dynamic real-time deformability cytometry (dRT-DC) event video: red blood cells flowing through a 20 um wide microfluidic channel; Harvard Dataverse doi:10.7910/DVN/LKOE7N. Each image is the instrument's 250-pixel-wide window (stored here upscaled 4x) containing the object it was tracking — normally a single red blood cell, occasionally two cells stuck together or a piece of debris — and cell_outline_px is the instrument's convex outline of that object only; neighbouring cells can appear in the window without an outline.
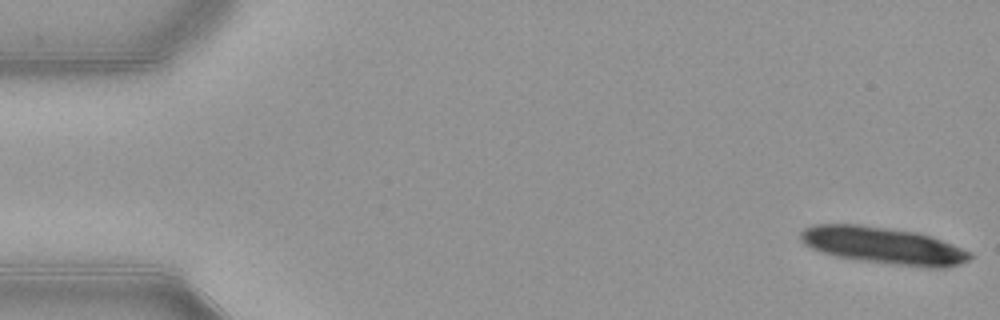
{"species": "common noctule bat (a hibernating species)", "species_latin": "Nyctalus noctula", "temperature_condition": "warm", "stored_images_in_passage": 15, "camera_frame_rate_fps": 3000, "um_per_image_px": 0.085, "animal": {"sex": "female", "body_mass_g": 21.9}, "frame": {"image": 1, "passage_image": 1, "time_ms": 0.0, "image_size_px": [1000, 320], "cell_outline_px": [[972, 256], [968, 260], [960, 264], [944, 268], [928, 268], [888, 264], [860, 260], [836, 256], [820, 252], [804, 244], [800, 240], [800, 232], [804, 228], [816, 224], [860, 224], [916, 232], [932, 236], [972, 252]], "centroid_in_image_um": [75.09, 20.88], "position_along_channel_um": 9.9, "area_um2": 36.7}}